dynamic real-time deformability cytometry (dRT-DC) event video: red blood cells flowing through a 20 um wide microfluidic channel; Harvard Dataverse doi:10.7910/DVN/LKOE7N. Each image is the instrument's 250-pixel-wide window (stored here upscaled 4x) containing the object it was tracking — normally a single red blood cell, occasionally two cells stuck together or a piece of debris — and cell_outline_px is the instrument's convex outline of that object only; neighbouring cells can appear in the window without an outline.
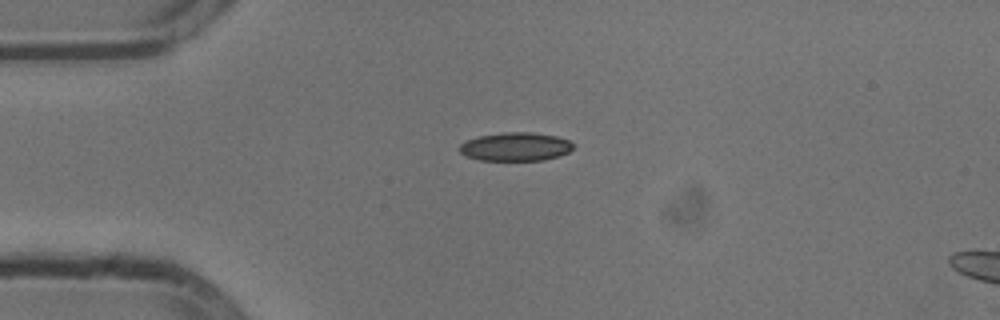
{"species": "common noctule bat (a hibernating species)", "species_latin": "Nyctalus noctula", "temperature_condition": "cold", "stored_images_in_passage": 42, "camera_frame_rate_fps": 3000, "um_per_image_px": 0.085, "animal": {"sex": "male", "body_mass_g": 13.3}, "frame": {"image": 1, "passage_image": 1, "time_ms": 0.0, "image_size_px": [1000, 320], "cell_outline_px": [[572, 148], [568, 152], [560, 156], [544, 160], [480, 160], [468, 156], [460, 152], [460, 144], [468, 140], [480, 136], [504, 132], [532, 132], [556, 136], [568, 140], [572, 144]], "centroid_in_image_um": [43.84, 12.47], "position_along_channel_um": 41.2, "area_um2": 18.67}}
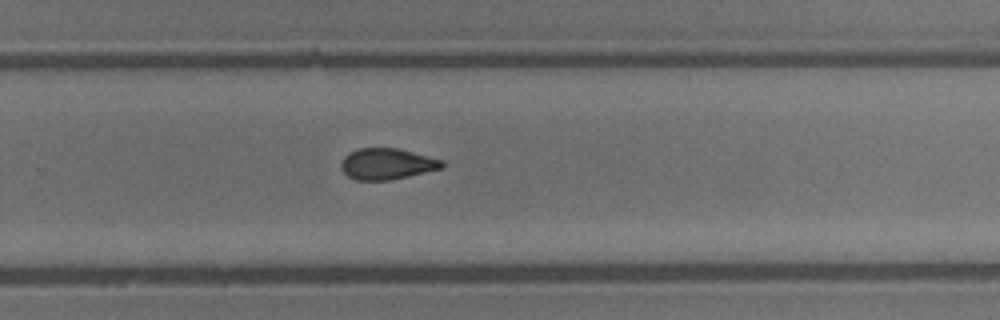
{"frame": {"image": 2, "passage_image": 23, "time_ms": 7.333, "image_size_px": [1000, 320], "cell_outline_px": [[444, 168], [392, 180], [356, 180], [348, 176], [340, 168], [340, 164], [344, 156], [348, 152], [356, 148], [400, 148], [444, 160]], "centroid_in_image_um": [32.9, 13.92], "position_along_channel_um": 296.9, "area_um2": 18.67}}
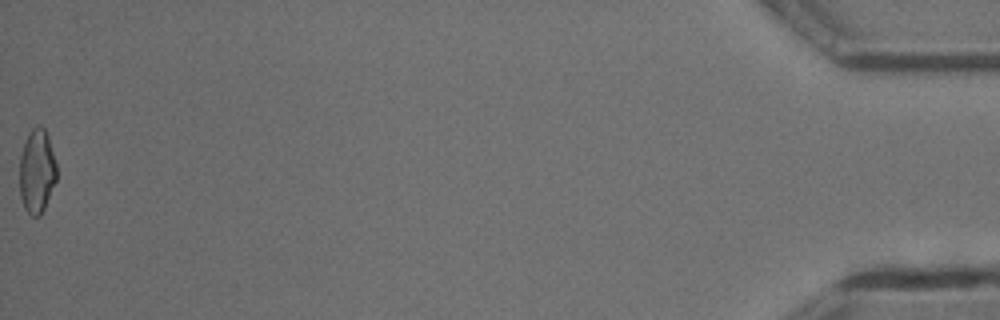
{"frame": {"image": 3, "passage_image": 42, "time_ms": 13.667, "image_size_px": [1000, 320], "cell_outline_px": [[56, 180], [44, 208], [40, 216], [32, 216], [24, 208], [20, 196], [20, 156], [28, 132], [36, 124], [40, 124], [44, 128], [48, 136], [56, 164]], "centroid_in_image_um": [3.13, 14.52], "position_along_channel_um": 432.1, "area_um2": 18.09}, "authors_computed_cell_mechanics": {"area_um2": 18.8428, "velocity_mm_per_s": 3.8177, "shape_relaxation_time_tau1_ms": 8.6459, "shape_relaxation_time_tau2_ms": 5.4239, "deformation_change_tau1": 0.1759, "deformation_change_tau2": 0.1041}}